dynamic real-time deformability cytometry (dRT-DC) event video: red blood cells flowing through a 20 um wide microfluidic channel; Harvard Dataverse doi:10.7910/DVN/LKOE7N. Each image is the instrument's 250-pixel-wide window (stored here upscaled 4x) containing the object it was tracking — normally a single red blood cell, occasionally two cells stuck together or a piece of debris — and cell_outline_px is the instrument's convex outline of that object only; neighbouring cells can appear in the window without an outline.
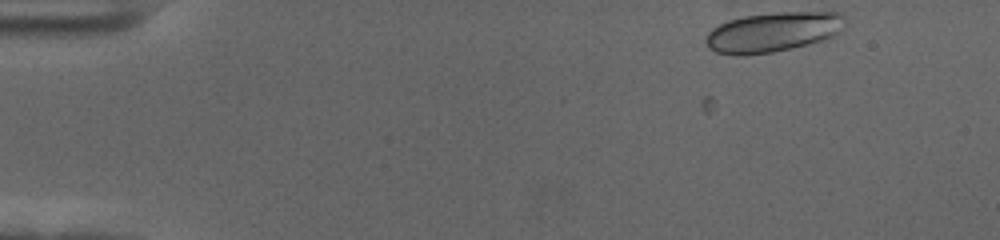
{"species": "human", "species_latin": "Homo sapiens", "temperature_condition": "cold", "stored_images_in_passage": 13, "camera_frame_rate_fps": 3000, "um_per_image_px": 0.085, "donor": {"sex": "female"}, "frame": {"image": 1, "passage_image": 1, "time_ms": 0.0, "image_size_px": [1000, 240], "cell_outline_px": [[844, 28], [832, 36], [808, 44], [792, 48], [772, 52], [744, 56], [736, 56], [716, 52], [708, 48], [704, 40], [708, 32], [712, 28], [728, 20], [744, 16], [772, 12], [840, 12], [844, 16]], "centroid_in_image_um": [65.66, 2.72], "position_along_channel_um": 19.3, "area_um2": 32.48}}
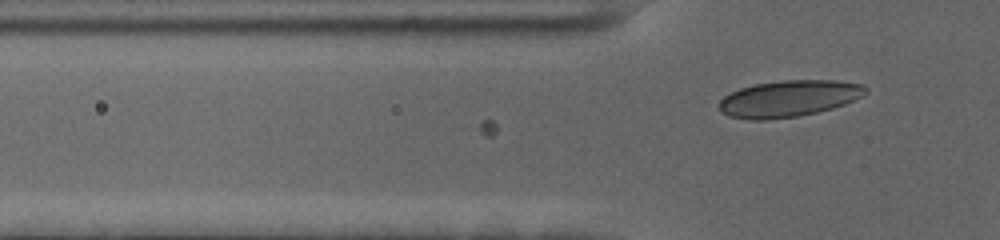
{"frame": {"image": 2, "passage_image": 13, "time_ms": 4.0, "image_size_px": [1000, 240], "cell_outline_px": [[868, 92], [844, 104], [832, 108], [800, 116], [768, 120], [748, 120], [728, 116], [720, 108], [720, 100], [724, 96], [740, 88], [756, 84], [784, 80], [836, 80], [864, 84], [868, 88]], "centroid_in_image_um": [67.06, 8.38], "position_along_channel_um": 58.7, "area_um2": 31.1}}